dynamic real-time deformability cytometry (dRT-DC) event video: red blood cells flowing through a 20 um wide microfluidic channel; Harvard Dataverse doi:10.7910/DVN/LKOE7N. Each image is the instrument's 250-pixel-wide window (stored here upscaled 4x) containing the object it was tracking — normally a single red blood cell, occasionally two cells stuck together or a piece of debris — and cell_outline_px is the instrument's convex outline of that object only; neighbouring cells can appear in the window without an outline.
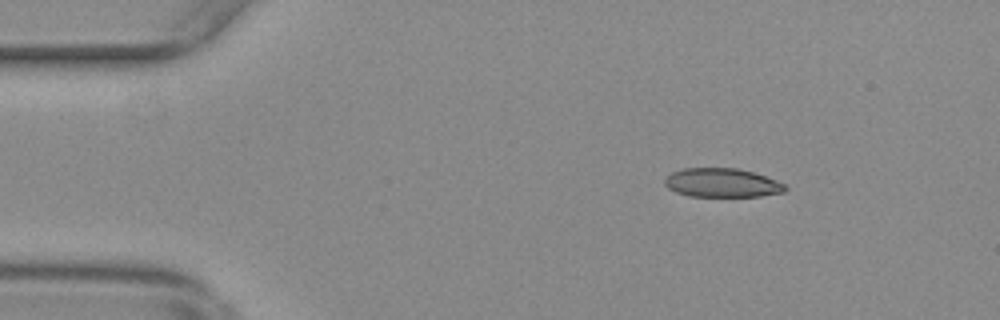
{"species": "common noctule bat (a hibernating species)", "species_latin": "Nyctalus noctula", "temperature_condition": "warm", "stored_images_in_passage": 56, "camera_frame_rate_fps": 3000, "um_per_image_px": 0.085, "animal": {"sex": "female", "body_mass_g": 29.2, "forearm_length_mm": 56.3}, "frame": {"image": 1, "passage_image": 8, "time_ms": 2.333, "image_size_px": [1000, 320], "cell_outline_px": [[788, 188], [784, 192], [760, 196], [688, 196], [676, 192], [668, 188], [664, 184], [664, 180], [672, 172], [684, 168], [736, 168], [752, 172], [776, 180], [784, 184]], "centroid_in_image_um": [61.36, 15.54], "position_along_channel_um": 23.6, "area_um2": 20.17}}
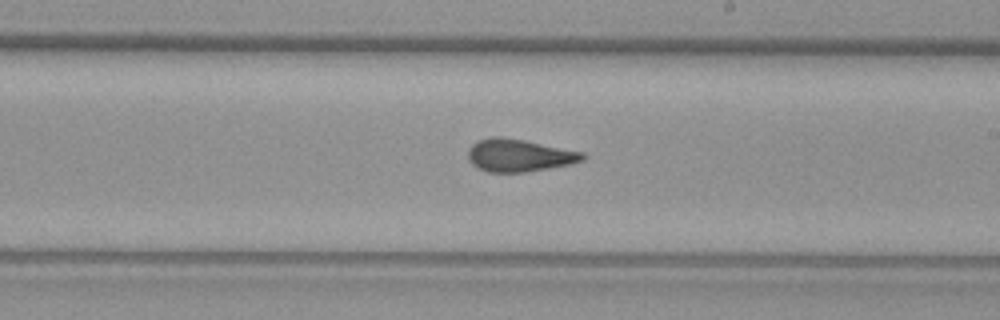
{"frame": {"image": 2, "passage_image": 32, "time_ms": 10.333, "image_size_px": [1000, 320], "cell_outline_px": [[588, 156], [584, 160], [572, 164], [524, 172], [488, 172], [476, 168], [468, 160], [468, 148], [476, 140], [492, 136], [504, 136], [584, 152]], "centroid_in_image_um": [44.11, 13.2], "position_along_channel_um": 244.9, "area_um2": 22.08}}
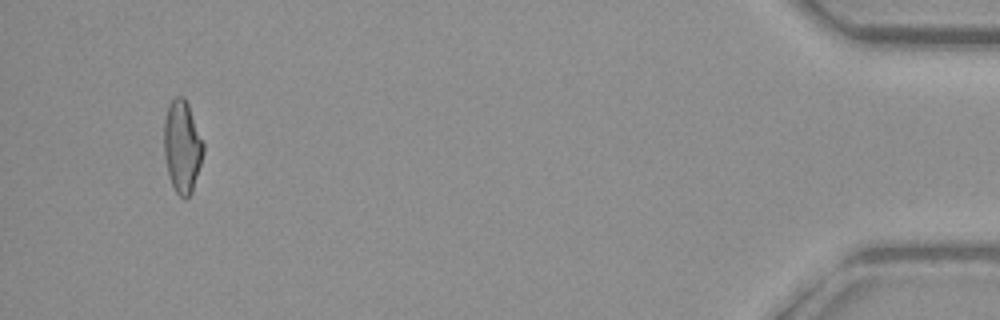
{"frame": {"image": 3, "passage_image": 53, "time_ms": 17.333, "image_size_px": [1000, 320], "cell_outline_px": [[204, 152], [192, 192], [184, 200], [176, 192], [172, 184], [168, 172], [164, 156], [164, 120], [168, 104], [176, 96], [184, 96], [188, 104], [204, 144]], "centroid_in_image_um": [15.48, 12.44], "position_along_channel_um": 419.7, "area_um2": 21.1}, "authors_computed_cell_mechanics": {"area_um2": 21.3571, "velocity_mm_per_s": 3.6838, "shape_relaxation_time_tau1_ms": null, "shape_relaxation_time_tau2_ms": 2.0389, "deformation_change_tau1": null, "deformation_change_tau2": 0.0937}}